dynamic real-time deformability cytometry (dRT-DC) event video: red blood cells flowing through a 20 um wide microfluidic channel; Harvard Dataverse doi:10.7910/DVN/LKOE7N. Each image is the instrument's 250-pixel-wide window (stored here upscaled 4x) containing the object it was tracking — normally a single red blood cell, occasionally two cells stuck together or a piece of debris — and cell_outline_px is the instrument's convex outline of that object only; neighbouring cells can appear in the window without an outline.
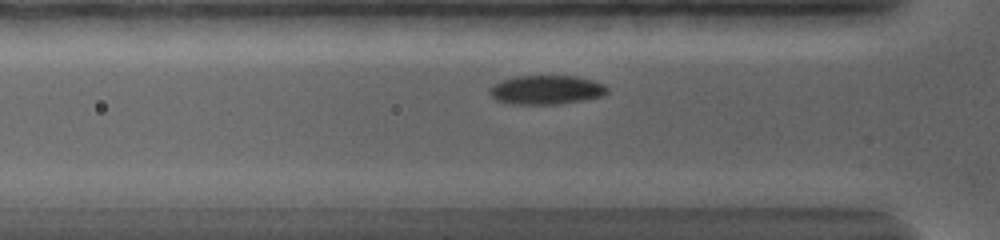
{"species": "common noctule bat (a hibernating species)", "species_latin": "Nyctalus noctula", "temperature_condition": "warm", "stored_images_in_passage": 33, "camera_frame_rate_fps": 5000, "um_per_image_px": 0.085, "animal": {"sex": "female", "body_mass_g": 19.0, "forearm_length_mm": 56.7}, "frame": {"image": 1, "passage_image": 7, "time_ms": 2.2, "image_size_px": [1000, 240], "cell_outline_px": [[608, 92], [604, 96], [560, 104], [512, 104], [496, 100], [488, 92], [488, 88], [500, 80], [516, 76], [576, 76], [592, 80], [604, 84], [608, 88]], "centroid_in_image_um": [46.43, 7.63], "position_along_channel_um": 79.4, "area_um2": 20.06}}
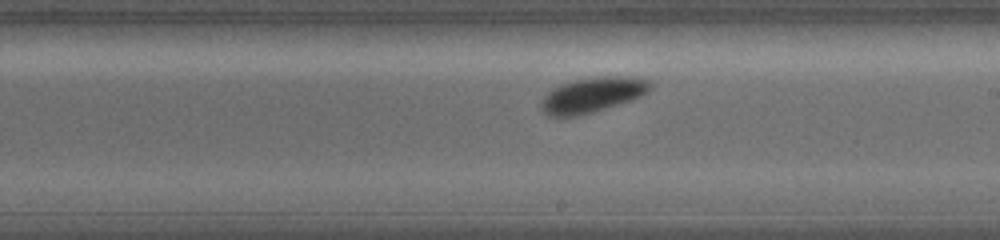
{"frame": {"image": 2, "passage_image": 19, "time_ms": 6.6, "image_size_px": [1000, 240], "cell_outline_px": [[652, 88], [648, 92], [632, 100], [592, 112], [576, 116], [548, 116], [540, 108], [540, 104], [544, 96], [552, 88], [576, 80], [604, 76], [648, 80], [652, 84]], "centroid_in_image_um": [50.32, 8.09], "position_along_channel_um": 238.7, "area_um2": 21.73}}
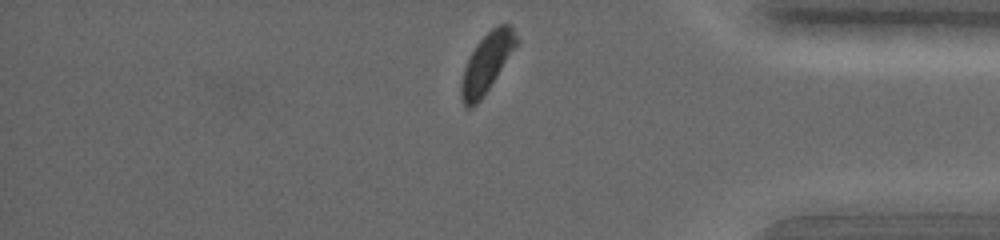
{"frame": {"image": 3, "passage_image": 33, "time_ms": 11.4, "image_size_px": [1000, 240], "cell_outline_px": [[520, 40], [480, 100], [472, 108], [464, 108], [460, 96], [460, 84], [464, 68], [476, 44], [492, 28], [500, 24], [508, 24], [512, 28]], "centroid_in_image_um": [41.35, 5.36], "position_along_channel_um": 393.9, "area_um2": 18.61}, "authors_computed_cell_mechanics": {"area_um2": 20.1144, "velocity_mm_per_s": 3.6326, "shape_relaxation_time_tau1_ms": 3.4926, "shape_relaxation_time_tau2_ms": 6.044, "deformation_change_tau1": 0.1469, "deformation_change_tau2": 0.084}}